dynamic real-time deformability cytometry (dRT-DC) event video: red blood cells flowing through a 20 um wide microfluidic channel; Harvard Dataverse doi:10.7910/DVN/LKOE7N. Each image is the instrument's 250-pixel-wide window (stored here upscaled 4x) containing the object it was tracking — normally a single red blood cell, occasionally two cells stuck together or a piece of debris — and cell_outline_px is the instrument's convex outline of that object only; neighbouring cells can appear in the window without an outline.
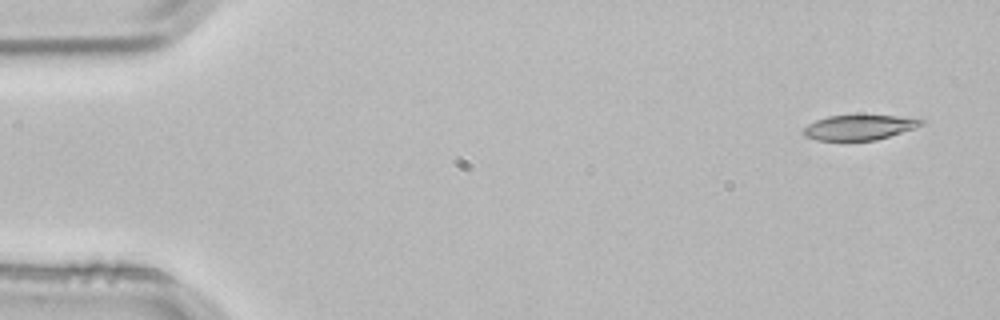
{"species": "common noctule bat (a hibernating species)", "species_latin": "Nyctalus noctula", "temperature_condition": "room temperature", "stored_images_in_passage": 3, "camera_frame_rate_fps": 3000, "um_per_image_px": 0.085, "animal": {"sex": "male", "body_mass_g": 21.5, "forearm_length_mm": 52.0}, "frame": {"image": 1, "passage_image": 1, "time_ms": 0.0, "image_size_px": [1000, 320], "cell_outline_px": [[924, 124], [916, 128], [876, 140], [816, 140], [804, 136], [804, 128], [808, 124], [816, 120], [828, 116], [896, 116], [924, 120]], "centroid_in_image_um": [73.03, 10.84], "position_along_channel_um": 12.0, "area_um2": 16.88}}
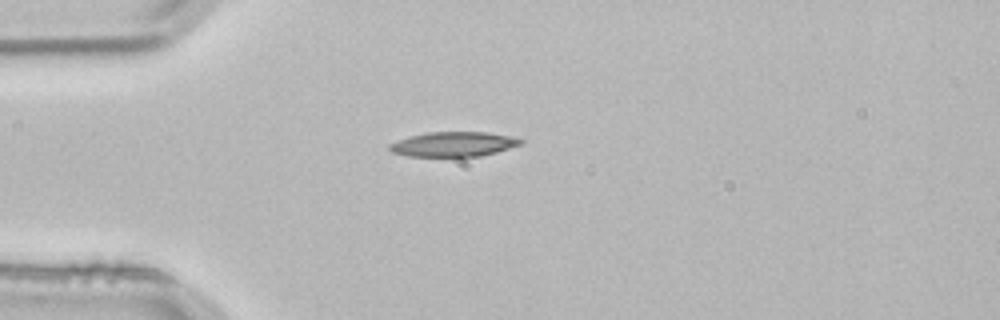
{"frame": {"image": 2, "passage_image": 3, "time_ms": 0.667, "image_size_px": [1000, 320], "cell_outline_px": [[524, 144], [496, 152], [480, 156], [408, 156], [392, 152], [388, 148], [388, 144], [396, 140], [428, 132], [488, 132], [508, 136], [524, 140]], "centroid_in_image_um": [38.55, 12.25], "position_along_channel_um": 46.5, "area_um2": 18.84}}